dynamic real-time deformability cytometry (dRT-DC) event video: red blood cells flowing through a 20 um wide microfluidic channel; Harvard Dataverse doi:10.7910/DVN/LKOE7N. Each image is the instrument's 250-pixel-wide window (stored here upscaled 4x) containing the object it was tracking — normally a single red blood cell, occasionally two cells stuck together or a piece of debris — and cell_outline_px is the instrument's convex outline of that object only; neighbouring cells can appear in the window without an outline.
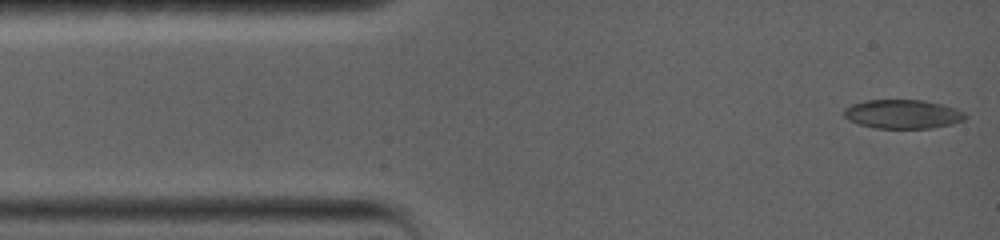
{"species": "common noctule bat (a hibernating species)", "species_latin": "Nyctalus noctula", "temperature_condition": "warm", "stored_images_in_passage": 58, "camera_frame_rate_fps": 5000, "um_per_image_px": 0.085, "animal": {"sex": "female", "body_mass_g": 19.0, "forearm_length_mm": 56.7}, "frame": {"image": 1, "passage_image": 1, "time_ms": 0.0, "image_size_px": [1000, 240], "cell_outline_px": [[968, 116], [964, 120], [952, 124], [932, 128], [876, 128], [860, 124], [848, 120], [844, 116], [844, 108], [852, 104], [864, 100], [924, 100], [944, 104], [956, 108], [964, 112]], "centroid_in_image_um": [76.76, 9.69], "position_along_channel_um": 8.2, "area_um2": 20.63}}
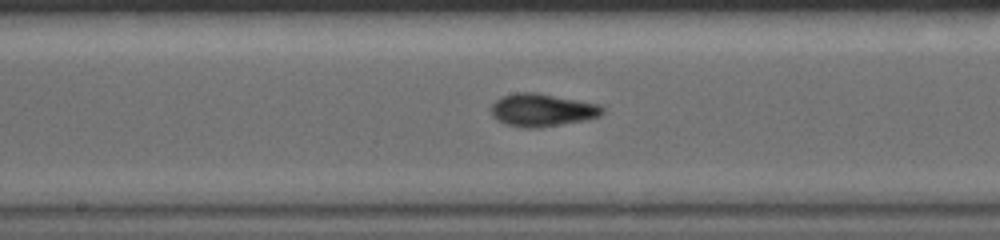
{"frame": {"image": 2, "passage_image": 25, "time_ms": 7.2, "image_size_px": [1000, 240], "cell_outline_px": [[604, 112], [600, 116], [588, 120], [540, 128], [524, 128], [504, 124], [496, 120], [492, 116], [492, 104], [500, 96], [516, 92], [536, 92], [600, 104], [604, 108]], "centroid_in_image_um": [46.09, 9.36], "position_along_channel_um": 202.1, "area_um2": 21.68}}
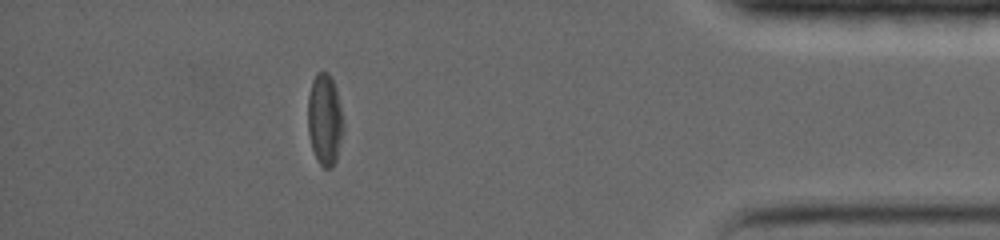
{"frame": {"image": 3, "passage_image": 49, "time_ms": 14.0, "image_size_px": [1000, 240], "cell_outline_px": [[344, 128], [336, 160], [332, 168], [324, 168], [320, 164], [312, 148], [308, 132], [308, 96], [312, 80], [316, 72], [328, 72], [336, 88], [344, 124]], "centroid_in_image_um": [27.6, 10.15], "position_along_channel_um": 407.6, "area_um2": 18.9}, "authors_computed_cell_mechanics": {"area_um2": 20.2589, "velocity_mm_per_s": 3.6829, "shape_relaxation_time_tau1_ms": null, "shape_relaxation_time_tau2_ms": 3.2847, "deformation_change_tau1": null, "deformation_change_tau2": 0.0951}}